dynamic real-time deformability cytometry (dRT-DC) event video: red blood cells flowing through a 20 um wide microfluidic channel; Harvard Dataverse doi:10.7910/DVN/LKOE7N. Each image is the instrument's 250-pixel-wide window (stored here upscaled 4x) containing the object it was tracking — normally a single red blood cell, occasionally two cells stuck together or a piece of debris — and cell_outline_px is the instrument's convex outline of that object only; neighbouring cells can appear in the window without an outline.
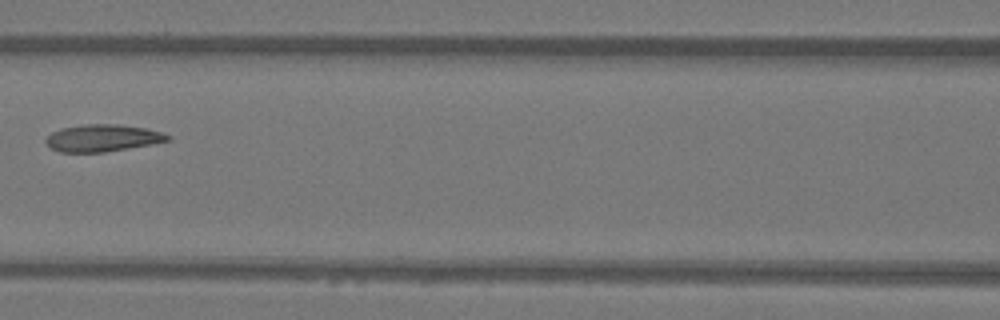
{"species": "Egyptian fruit bat (a non-hibernating species)", "species_latin": "Rousettus aegyptiacus", "temperature_condition": "warm", "stored_images_in_passage": 7, "camera_frame_rate_fps": 3000, "um_per_image_px": 0.085, "animal": {"sex": "female"}, "frame": {"image": 1, "passage_image": 6, "time_ms": 1.667, "image_size_px": [1000, 320], "cell_outline_px": [[172, 140], [152, 144], [104, 152], [60, 152], [52, 148], [44, 140], [52, 132], [60, 128], [84, 124], [116, 124], [148, 128], [172, 136]], "centroid_in_image_um": [8.75, 11.72], "position_along_channel_um": 157.9, "area_um2": 19.25}}
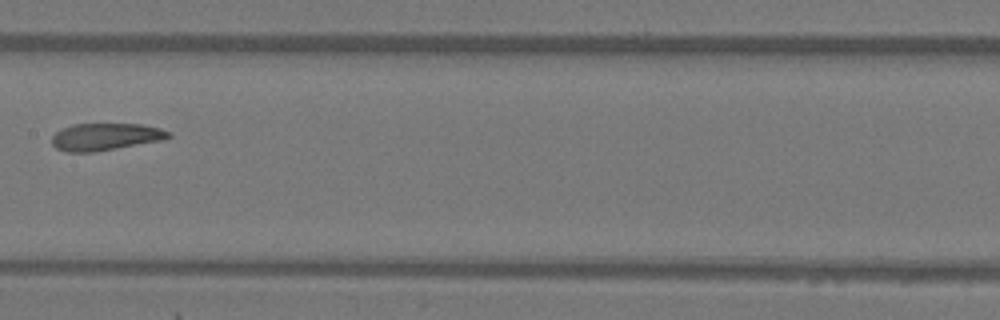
{"frame": {"image": 2, "passage_image": 7, "time_ms": 2.0, "image_size_px": [1000, 320], "cell_outline_px": [[172, 136], [164, 140], [96, 152], [68, 152], [56, 148], [52, 144], [52, 136], [56, 132], [72, 124], [140, 124], [160, 128], [172, 132]], "centroid_in_image_um": [9.0, 11.63], "position_along_channel_um": 198.4, "area_um2": 18.61}}